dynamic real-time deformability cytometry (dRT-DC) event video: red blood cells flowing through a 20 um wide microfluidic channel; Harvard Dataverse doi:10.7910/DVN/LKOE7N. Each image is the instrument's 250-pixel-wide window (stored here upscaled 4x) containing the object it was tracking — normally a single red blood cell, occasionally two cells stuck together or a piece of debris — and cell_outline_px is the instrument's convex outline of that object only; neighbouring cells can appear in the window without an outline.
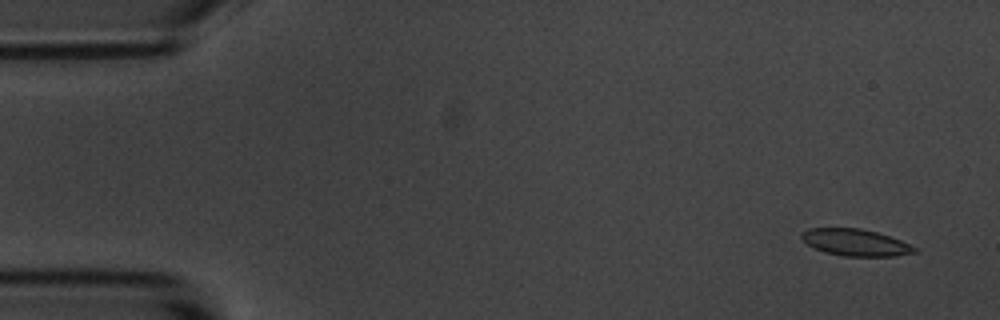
{"species": "common noctule bat (a hibernating species)", "species_latin": "Nyctalus noctula", "temperature_condition": "room temperature", "stored_images_in_passage": 9, "camera_frame_rate_fps": 3000, "um_per_image_px": 0.085, "animal": {"sex": "male", "body_mass_g": 20.1, "forearm_length_mm": 53.5}, "frame": {"image": 1, "passage_image": 1, "time_ms": 0.0, "image_size_px": [1000, 320], "cell_outline_px": [[920, 252], [896, 256], [844, 256], [824, 252], [808, 244], [800, 236], [800, 232], [808, 228], [860, 228], [876, 232], [900, 240], [916, 248]], "centroid_in_image_um": [72.71, 20.61], "position_along_channel_um": 12.3, "area_um2": 17.57}}
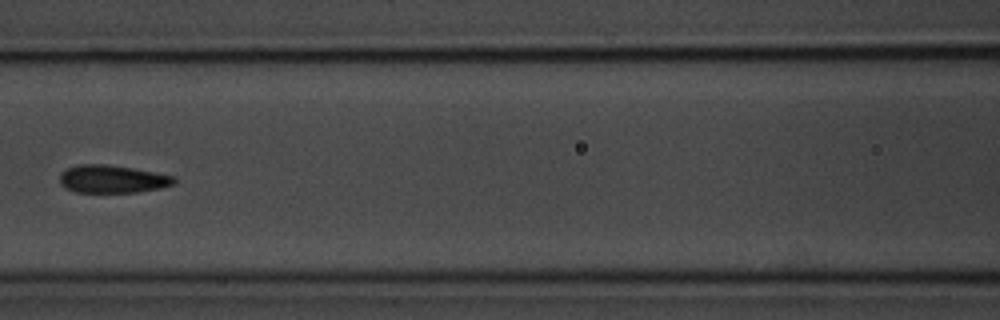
{"frame": {"image": 2, "passage_image": 7, "time_ms": 7.333, "image_size_px": [1000, 320], "cell_outline_px": [[176, 180], [172, 184], [160, 188], [136, 192], [76, 192], [64, 188], [60, 184], [60, 172], [68, 168], [80, 164], [108, 164], [132, 168], [176, 176]], "centroid_in_image_um": [9.52, 15.21], "position_along_channel_um": 157.1, "area_um2": 18.55}}
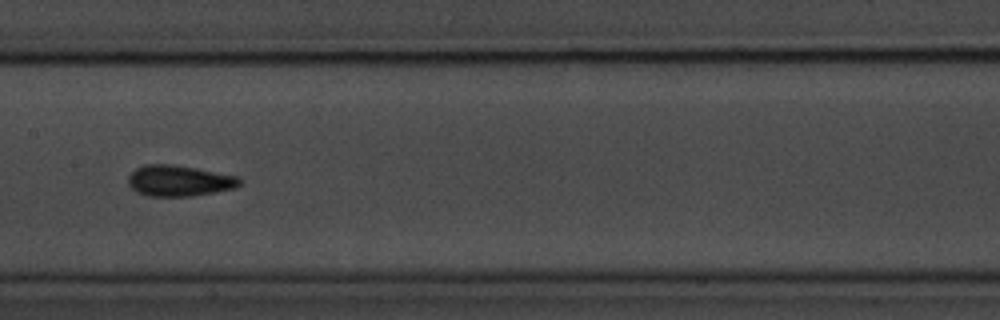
{"frame": {"image": 3, "passage_image": 8, "time_ms": 8.333, "image_size_px": [1000, 320], "cell_outline_px": [[240, 184], [236, 188], [216, 192], [192, 196], [148, 196], [136, 192], [128, 184], [128, 176], [136, 168], [144, 164], [168, 164], [196, 168], [236, 176], [240, 180]], "centroid_in_image_um": [15.2, 15.37], "position_along_channel_um": 192.2, "area_um2": 20.06}}